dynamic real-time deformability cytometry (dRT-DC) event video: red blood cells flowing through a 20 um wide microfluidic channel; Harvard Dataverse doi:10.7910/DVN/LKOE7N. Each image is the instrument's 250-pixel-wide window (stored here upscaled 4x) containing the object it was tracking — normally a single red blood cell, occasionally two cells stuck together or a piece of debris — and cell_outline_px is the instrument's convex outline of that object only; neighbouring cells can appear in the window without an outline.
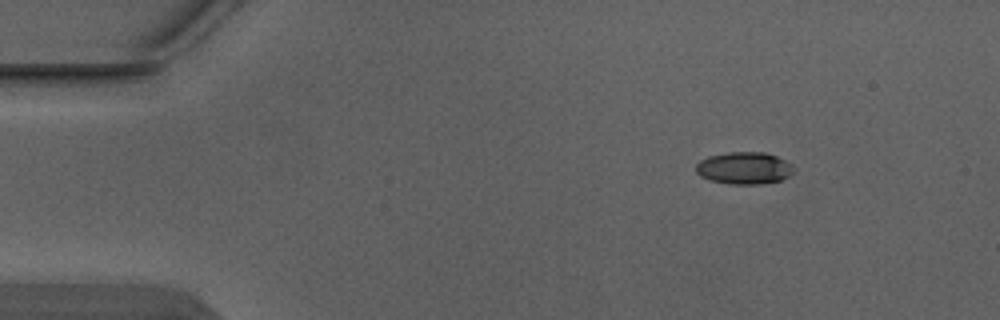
{"species": "Egyptian fruit bat (a non-hibernating species)", "species_latin": "Rousettus aegyptiacus", "temperature_condition": "warm", "stored_images_in_passage": 5, "camera_frame_rate_fps": 3000, "um_per_image_px": 0.085, "animal": {"sex": "male"}, "frame": {"image": 1, "passage_image": 2, "time_ms": 0.333, "image_size_px": [1000, 320], "cell_outline_px": [[796, 168], [788, 176], [780, 180], [760, 184], [728, 184], [708, 180], [700, 176], [696, 172], [696, 164], [700, 160], [708, 156], [728, 152], [764, 152], [776, 156], [792, 164]], "centroid_in_image_um": [63.23, 14.29], "position_along_channel_um": 21.8, "area_um2": 18.44}}